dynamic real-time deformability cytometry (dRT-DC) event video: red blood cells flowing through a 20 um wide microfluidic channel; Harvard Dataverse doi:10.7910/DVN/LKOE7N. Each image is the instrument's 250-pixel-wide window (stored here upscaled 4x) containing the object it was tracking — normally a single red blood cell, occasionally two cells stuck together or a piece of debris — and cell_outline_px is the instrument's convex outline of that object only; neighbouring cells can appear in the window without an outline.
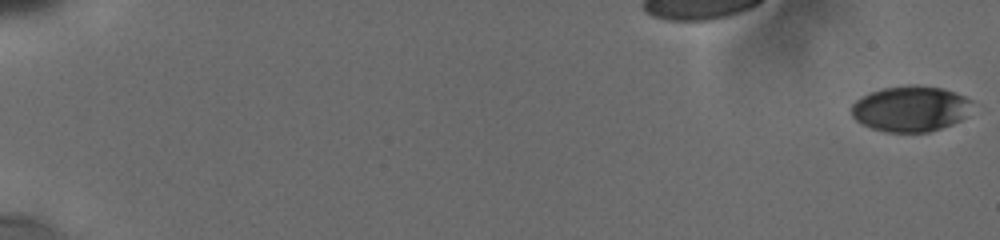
{"species": "human", "species_latin": "Homo sapiens", "temperature_condition": "cold", "stored_images_in_passage": 52, "segment_of_instrument_passage": [1, 2], "camera_frame_rate_fps": 3000, "um_per_image_px": 0.085, "donor": {"sex": "male"}, "frame": {"image": 1, "passage_image": 1, "time_ms": 0.0, "image_size_px": [1000, 240], "cell_outline_px": [[972, 100], [960, 120], [952, 124], [928, 132], [888, 132], [872, 128], [856, 120], [852, 116], [852, 104], [856, 100], [872, 92], [884, 88], [940, 88], [964, 96]], "centroid_in_image_um": [77.35, 9.29], "position_along_channel_um": 7.7, "area_um2": 30.63}}
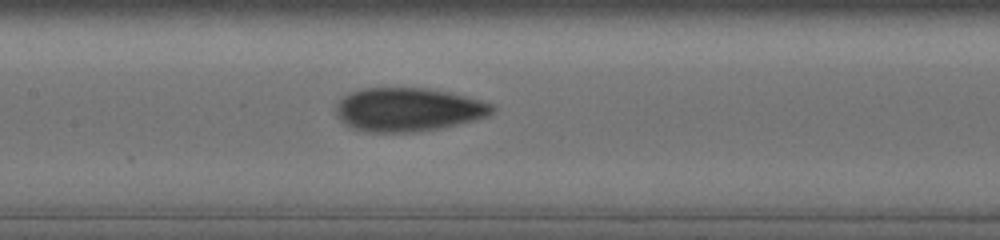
{"frame": {"image": 2, "passage_image": 28, "time_ms": 10.0, "image_size_px": [1000, 240], "cell_outline_px": [[496, 108], [488, 116], [440, 128], [412, 132], [368, 132], [352, 128], [344, 124], [340, 120], [336, 112], [336, 104], [344, 96], [352, 92], [364, 88], [424, 88], [448, 92], [480, 100], [492, 104]], "centroid_in_image_um": [34.66, 9.32], "position_along_channel_um": 172.7, "area_um2": 39.36}}
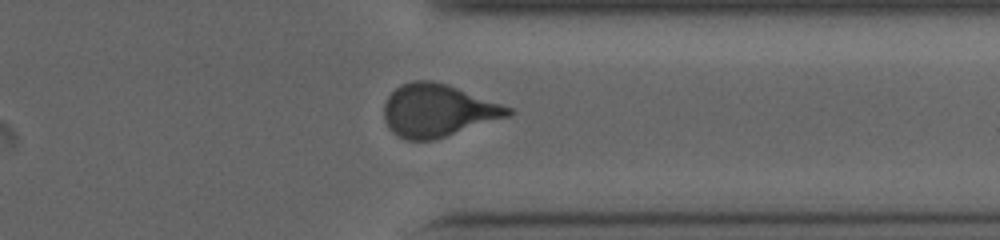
{"frame": {"image": 3, "passage_image": 43, "time_ms": 15.333, "image_size_px": [1000, 240], "cell_outline_px": [[512, 112], [508, 116], [432, 140], [408, 140], [392, 132], [388, 128], [384, 120], [384, 104], [388, 96], [400, 84], [412, 80], [428, 80], [448, 84], [512, 108]], "centroid_in_image_um": [37.16, 9.37], "position_along_channel_um": 374.2, "area_um2": 37.63}}